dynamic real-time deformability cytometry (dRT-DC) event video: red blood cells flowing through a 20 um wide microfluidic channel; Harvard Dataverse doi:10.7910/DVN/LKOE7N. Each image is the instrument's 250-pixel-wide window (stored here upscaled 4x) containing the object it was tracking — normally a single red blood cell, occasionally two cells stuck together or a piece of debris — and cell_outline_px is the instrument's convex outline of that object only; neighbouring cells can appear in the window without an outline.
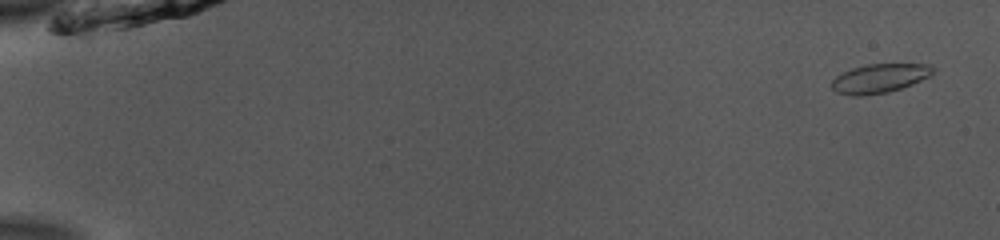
{"species": "common noctule bat (a hibernating species)", "species_latin": "Nyctalus noctula", "temperature_condition": "room temperature", "stored_images_in_passage": 53, "camera_frame_rate_fps": 3000, "um_per_image_px": 0.085, "animal": {"sex": "male", "body_mass_g": 13.0, "forearm_length_mm": 53.1}, "frame": {"image": 1, "passage_image": 3, "time_ms": 0.667, "image_size_px": [1000, 240], "cell_outline_px": [[936, 72], [912, 84], [888, 92], [860, 96], [852, 96], [836, 92], [832, 88], [832, 80], [836, 76], [852, 68], [868, 64], [932, 64], [936, 68]], "centroid_in_image_um": [74.78, 6.65], "position_along_channel_um": 10.2, "area_um2": 17.11}}
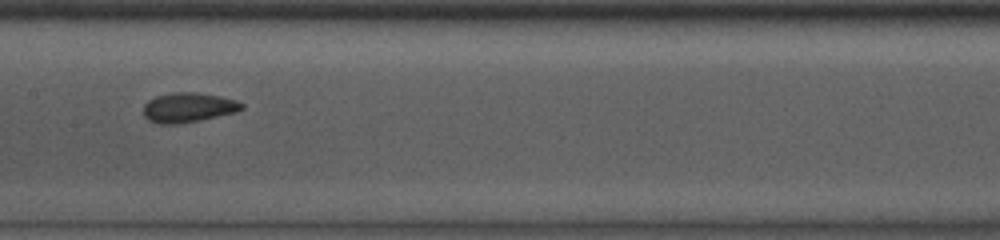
{"frame": {"image": 2, "passage_image": 29, "time_ms": 9.333, "image_size_px": [1000, 240], "cell_outline_px": [[244, 108], [236, 112], [200, 120], [176, 124], [160, 124], [148, 120], [144, 116], [144, 104], [148, 100], [156, 96], [172, 92], [196, 92], [220, 96], [236, 100], [244, 104]], "centroid_in_image_um": [16.0, 9.13], "position_along_channel_um": 191.4, "area_um2": 17.05}}
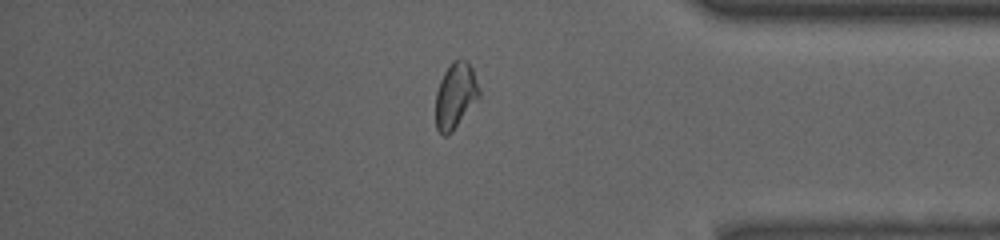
{"frame": {"image": 3, "passage_image": 46, "time_ms": 15.0, "image_size_px": [1000, 240], "cell_outline_px": [[480, 96], [452, 132], [448, 136], [444, 136], [436, 128], [436, 92], [440, 80], [444, 72], [452, 60], [468, 60], [472, 68], [480, 88]], "centroid_in_image_um": [38.72, 8.12], "position_along_channel_um": 396.5, "area_um2": 16.7}, "authors_computed_cell_mechanics": {"area_um2": 16.762, "velocity_mm_per_s": 3.9156, "shape_relaxation_time_tau1_ms": 5.4096, "shape_relaxation_time_tau2_ms": 1.5772, "deformation_change_tau1": 0.154, "deformation_change_tau2": 0.061}}